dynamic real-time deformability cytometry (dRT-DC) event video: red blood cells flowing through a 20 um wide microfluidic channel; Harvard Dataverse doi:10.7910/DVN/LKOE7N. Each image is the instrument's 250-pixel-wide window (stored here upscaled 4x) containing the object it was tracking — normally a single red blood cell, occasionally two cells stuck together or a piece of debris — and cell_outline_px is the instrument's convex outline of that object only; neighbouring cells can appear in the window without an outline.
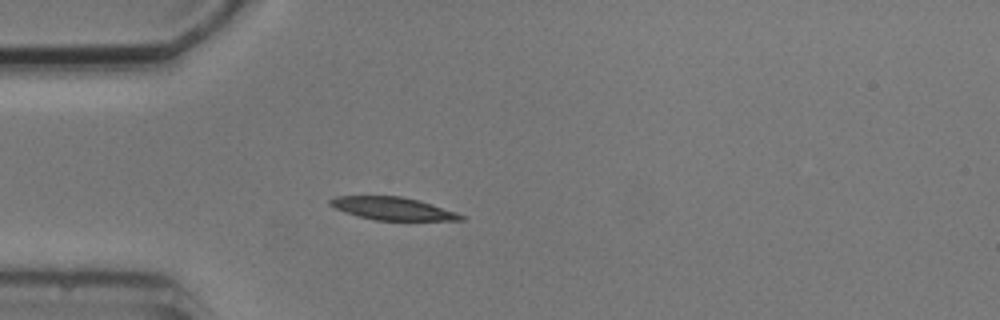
{"species": "common noctule bat (a hibernating species)", "species_latin": "Nyctalus noctula", "temperature_condition": "cold", "stored_images_in_passage": 1, "camera_frame_rate_fps": 3000, "um_per_image_px": 0.085, "animal": {"sex": "male", "body_mass_g": 20.5, "forearm_length_mm": 52.5}, "frame": {"image": 1, "passage_image": 1, "time_ms": 0.0, "image_size_px": [1000, 320], "cell_outline_px": [[464, 220], [376, 220], [360, 216], [336, 208], [328, 204], [328, 200], [336, 196], [400, 196], [432, 204], [456, 212], [464, 216]], "centroid_in_image_um": [33.38, 17.72], "position_along_channel_um": 51.6, "area_um2": 16.99}}